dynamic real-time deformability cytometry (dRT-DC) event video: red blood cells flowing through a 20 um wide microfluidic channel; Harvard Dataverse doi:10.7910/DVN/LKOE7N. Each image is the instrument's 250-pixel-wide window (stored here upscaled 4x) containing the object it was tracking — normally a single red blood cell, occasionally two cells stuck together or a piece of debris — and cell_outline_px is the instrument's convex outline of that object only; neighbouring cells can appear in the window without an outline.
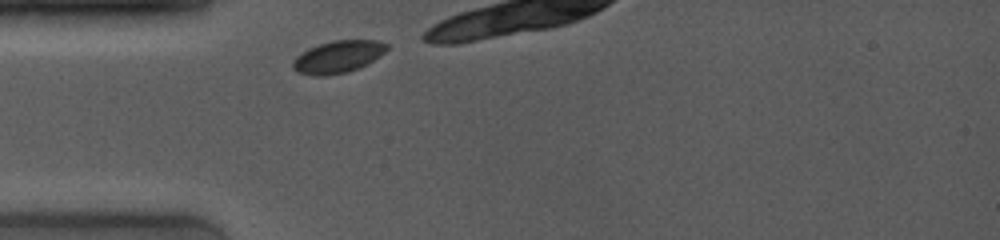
{"species": "common noctule bat (a hibernating species)", "species_latin": "Nyctalus noctula", "temperature_condition": "room temperature", "stored_images_in_passage": 5, "camera_frame_rate_fps": 4000, "um_per_image_px": 0.085, "animal": {"sex": "female", "body_mass_g": 19.0, "forearm_length_mm": 53.3}, "frame": {"image": 1, "passage_image": 1, "time_ms": 0.0, "image_size_px": [1000, 240], "cell_outline_px": [[388, 48], [384, 52], [360, 68], [348, 72], [324, 76], [312, 76], [300, 72], [292, 68], [292, 60], [296, 56], [308, 48], [332, 40], [376, 40], [388, 44]], "centroid_in_image_um": [28.7, 4.83], "position_along_channel_um": 56.3, "area_um2": 17.63}}